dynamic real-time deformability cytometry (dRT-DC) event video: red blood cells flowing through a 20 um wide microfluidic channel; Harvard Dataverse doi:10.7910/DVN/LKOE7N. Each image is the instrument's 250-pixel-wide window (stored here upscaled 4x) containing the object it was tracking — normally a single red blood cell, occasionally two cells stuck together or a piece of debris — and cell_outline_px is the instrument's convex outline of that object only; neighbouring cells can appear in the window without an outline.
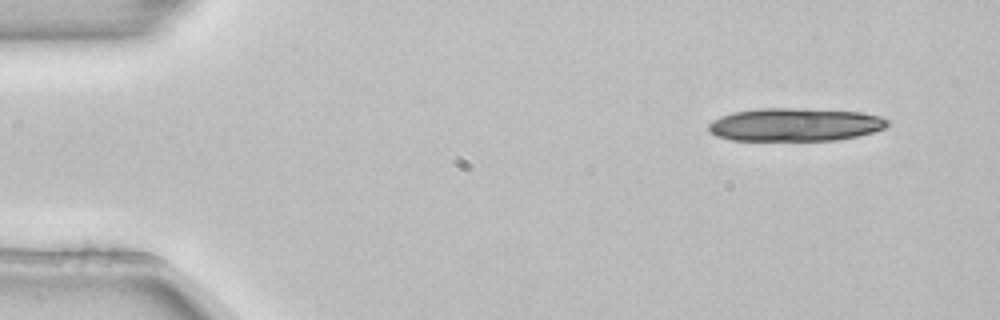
{"species": "common noctule bat (a hibernating species)", "species_latin": "Nyctalus noctula", "temperature_condition": "room temperature", "stored_images_in_passage": 4, "camera_frame_rate_fps": 3000, "um_per_image_px": 0.085, "animal": {"sex": "female", "body_mass_g": 22.7, "forearm_length_mm": 54.2}, "frame": {"image": 1, "passage_image": 1, "time_ms": 0.0, "image_size_px": [1000, 320], "cell_outline_px": [[888, 124], [884, 128], [872, 132], [856, 136], [836, 140], [732, 140], [716, 136], [708, 128], [708, 124], [712, 120], [720, 116], [732, 112], [760, 108], [792, 108], [860, 112], [880, 116], [888, 120]], "centroid_in_image_um": [67.54, 10.59], "position_along_channel_um": 17.5, "area_um2": 34.33}}
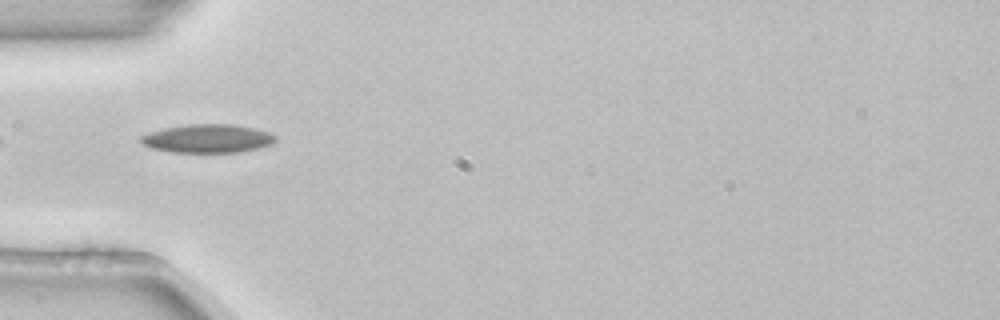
{"frame": {"image": 2, "passage_image": 4, "time_ms": 1.0, "image_size_px": [1000, 320], "cell_outline_px": [[276, 140], [272, 144], [240, 152], [172, 152], [152, 148], [144, 144], [140, 140], [140, 136], [148, 132], [164, 128], [188, 124], [232, 124], [252, 128], [268, 132], [276, 136]], "centroid_in_image_um": [17.63, 11.77], "position_along_channel_um": 67.4, "area_um2": 22.2}}